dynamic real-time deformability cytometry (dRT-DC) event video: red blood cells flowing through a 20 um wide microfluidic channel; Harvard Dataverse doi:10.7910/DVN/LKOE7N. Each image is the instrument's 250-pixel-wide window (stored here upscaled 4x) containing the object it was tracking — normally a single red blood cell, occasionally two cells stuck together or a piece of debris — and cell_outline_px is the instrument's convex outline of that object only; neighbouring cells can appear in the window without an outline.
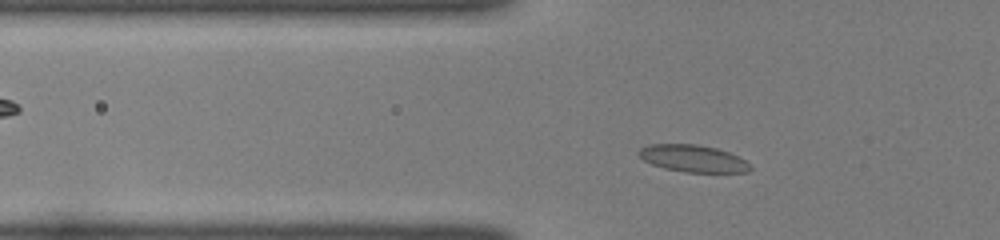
{"species": "common noctule bat (a hibernating species)", "species_latin": "Nyctalus noctula", "temperature_condition": "room temperature", "stored_images_in_passage": 36, "camera_frame_rate_fps": 3000, "um_per_image_px": 0.085, "animal": {"sex": "female", "body_mass_g": 22.0, "forearm_length_mm": 56.7}, "frame": {"image": 1, "passage_image": 4, "time_ms": 1.0, "image_size_px": [1000, 240], "cell_outline_px": [[752, 168], [748, 172], [684, 172], [664, 168], [652, 164], [644, 160], [636, 152], [640, 148], [648, 144], [696, 144], [716, 148], [728, 152], [744, 160]], "centroid_in_image_um": [58.86, 13.47], "position_along_channel_um": 66.9, "area_um2": 17.46}}
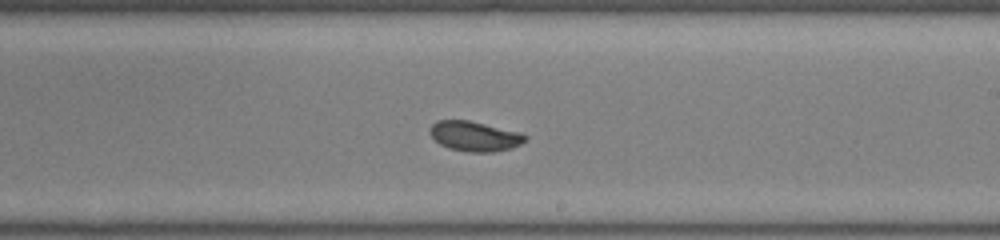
{"frame": {"image": 2, "passage_image": 18, "time_ms": 5.667, "image_size_px": [1000, 240], "cell_outline_px": [[528, 140], [512, 148], [492, 152], [468, 152], [448, 148], [440, 144], [428, 132], [428, 128], [436, 120], [468, 120], [520, 132], [528, 136]], "centroid_in_image_um": [40.34, 11.58], "position_along_channel_um": 248.7, "area_um2": 16.76}}
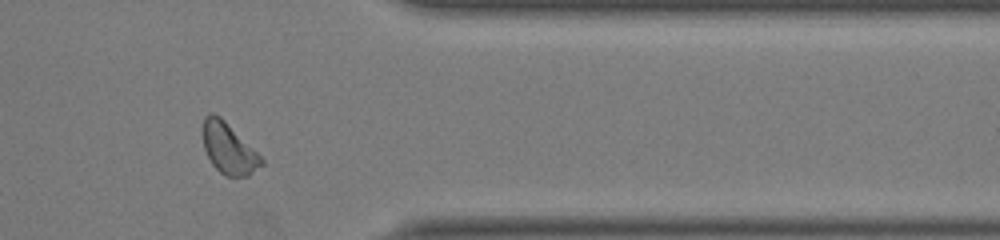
{"frame": {"image": 3, "passage_image": 29, "time_ms": 9.333, "image_size_px": [1000, 240], "cell_outline_px": [[264, 164], [248, 176], [224, 176], [212, 164], [204, 148], [200, 128], [204, 116], [212, 112], [220, 116], [264, 160]], "centroid_in_image_um": [19.38, 12.6], "position_along_channel_um": 392.0, "area_um2": 17.34}, "authors_computed_cell_mechanics": {"area_um2": 17.1666, "velocity_mm_per_s": 4.0708, "shape_relaxation_time_tau1_ms": 9.2592, "shape_relaxation_time_tau2_ms": null, "deformation_change_tau1": 0.1668, "deformation_change_tau2": null}}